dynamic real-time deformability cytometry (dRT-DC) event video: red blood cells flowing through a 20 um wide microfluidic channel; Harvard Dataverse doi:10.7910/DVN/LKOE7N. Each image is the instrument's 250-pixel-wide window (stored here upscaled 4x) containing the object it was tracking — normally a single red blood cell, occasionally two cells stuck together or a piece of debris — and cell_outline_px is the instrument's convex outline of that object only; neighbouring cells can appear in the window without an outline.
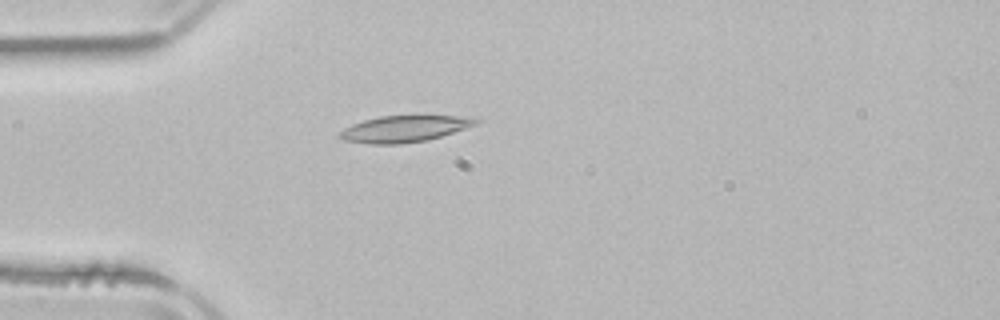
{"species": "common noctule bat (a hibernating species)", "species_latin": "Nyctalus noctula", "temperature_condition": "room temperature", "stored_images_in_passage": 4, "camera_frame_rate_fps": 3000, "um_per_image_px": 0.085, "animal": {"sex": "male", "body_mass_g": 21.5, "forearm_length_mm": 52.0}, "frame": {"image": 1, "passage_image": 4, "time_ms": 4.0, "image_size_px": [1000, 320], "cell_outline_px": [[484, 120], [476, 124], [428, 140], [400, 144], [368, 144], [344, 140], [336, 136], [344, 128], [352, 124], [364, 120], [380, 116], [416, 112], [424, 112], [472, 116]], "centroid_in_image_um": [34.47, 10.87], "position_along_channel_um": 50.5, "area_um2": 22.43}}